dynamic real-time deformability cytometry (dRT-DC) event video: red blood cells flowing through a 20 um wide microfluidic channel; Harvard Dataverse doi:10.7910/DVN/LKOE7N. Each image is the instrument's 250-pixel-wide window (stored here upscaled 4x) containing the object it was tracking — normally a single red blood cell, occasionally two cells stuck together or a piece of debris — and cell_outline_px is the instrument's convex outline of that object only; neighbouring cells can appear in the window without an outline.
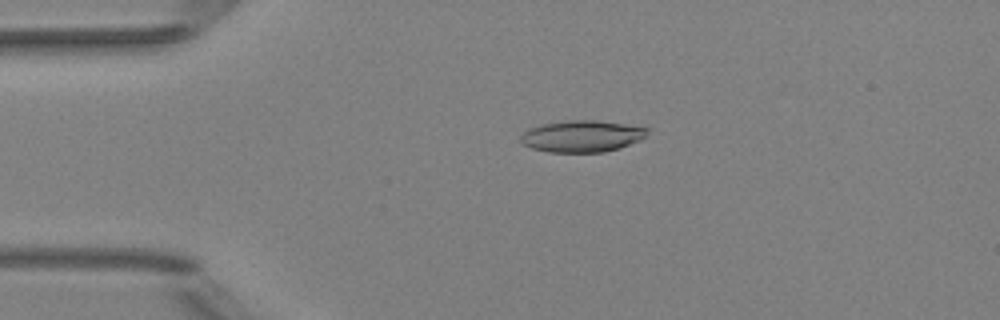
{"species": "Egyptian fruit bat (a non-hibernating species)", "species_latin": "Rousettus aegyptiacus", "temperature_condition": "room temperature", "stored_images_in_passage": 5, "camera_frame_rate_fps": 3000, "um_per_image_px": 0.085, "animal": {"sex": "female"}, "frame": {"image": 1, "passage_image": 4, "time_ms": 1.0, "image_size_px": [1000, 320], "cell_outline_px": [[648, 132], [640, 140], [620, 148], [604, 152], [548, 152], [532, 148], [524, 144], [520, 140], [520, 136], [528, 128], [544, 124], [568, 120], [596, 120], [624, 124], [648, 128]], "centroid_in_image_um": [49.45, 11.58], "position_along_channel_um": 35.5, "area_um2": 23.24}}